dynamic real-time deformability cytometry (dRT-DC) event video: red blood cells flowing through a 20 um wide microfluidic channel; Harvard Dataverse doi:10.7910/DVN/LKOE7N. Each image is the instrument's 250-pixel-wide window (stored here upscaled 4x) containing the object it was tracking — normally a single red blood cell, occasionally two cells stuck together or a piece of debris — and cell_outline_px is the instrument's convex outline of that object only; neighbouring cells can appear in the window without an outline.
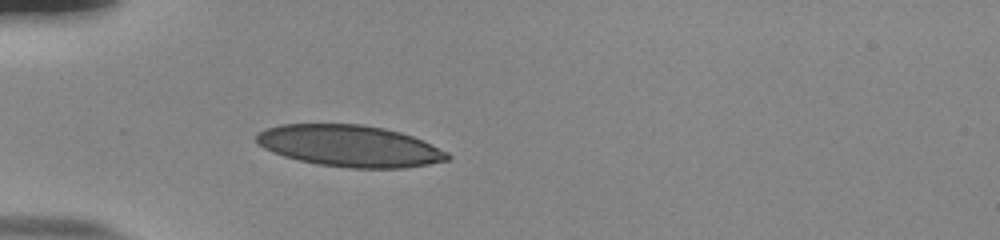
{"species": "human", "species_latin": "Homo sapiens", "temperature_condition": "room temperature", "stored_images_in_passage": 38, "camera_frame_rate_fps": 3000, "um_per_image_px": 0.085, "donor": {"sex": "male"}, "frame": {"image": 1, "passage_image": 1, "time_ms": 0.0, "image_size_px": [1000, 240], "cell_outline_px": [[452, 156], [448, 160], [428, 164], [404, 168], [352, 168], [316, 164], [284, 156], [272, 152], [256, 144], [256, 132], [264, 128], [280, 124], [360, 124], [384, 128], [400, 132], [412, 136], [448, 152]], "centroid_in_image_um": [29.68, 12.4], "position_along_channel_um": 55.3, "area_um2": 46.36}}
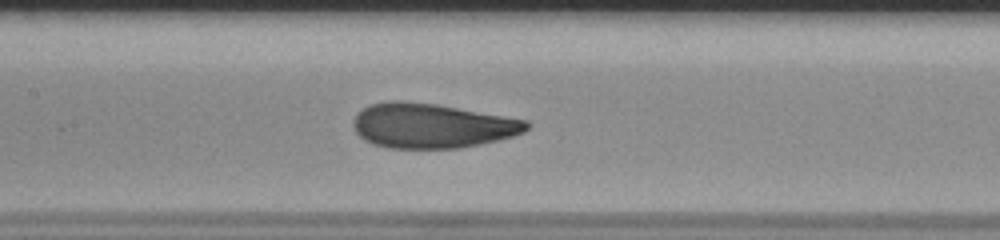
{"frame": {"image": 2, "passage_image": 11, "time_ms": 3.333, "image_size_px": [1000, 240], "cell_outline_px": [[532, 124], [524, 132], [512, 136], [480, 144], [460, 148], [388, 148], [372, 144], [364, 140], [356, 132], [352, 124], [352, 120], [356, 112], [368, 104], [392, 100], [404, 100], [436, 104], [528, 120]], "centroid_in_image_um": [36.66, 10.67], "position_along_channel_um": 170.7, "area_um2": 45.49}}
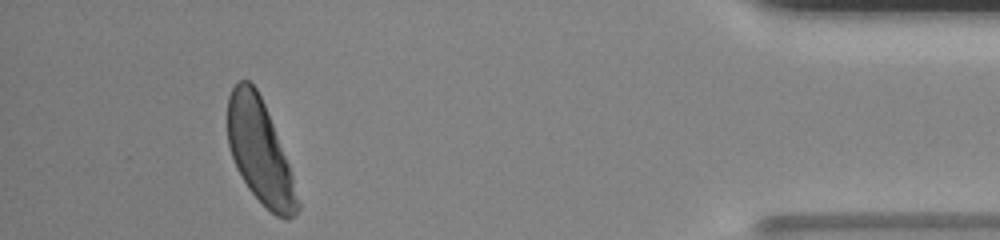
{"frame": {"image": 3, "passage_image": 34, "time_ms": 11.0, "image_size_px": [1000, 240], "cell_outline_px": [[300, 208], [288, 220], [284, 220], [276, 216], [248, 188], [236, 168], [228, 144], [228, 96], [232, 88], [240, 80], [248, 80], [256, 88], [264, 104], [288, 164], [292, 176], [300, 204]], "centroid_in_image_um": [22.07, 12.9], "position_along_channel_um": 413.1, "area_um2": 41.15}, "authors_computed_cell_mechanics": {"area_um2": 44.7372, "velocity_mm_per_s": 3.8357, "shape_relaxation_time_tau1_ms": 5.1479, "shape_relaxation_time_tau2_ms": null, "deformation_change_tau1": 0.1941, "deformation_change_tau2": null}}